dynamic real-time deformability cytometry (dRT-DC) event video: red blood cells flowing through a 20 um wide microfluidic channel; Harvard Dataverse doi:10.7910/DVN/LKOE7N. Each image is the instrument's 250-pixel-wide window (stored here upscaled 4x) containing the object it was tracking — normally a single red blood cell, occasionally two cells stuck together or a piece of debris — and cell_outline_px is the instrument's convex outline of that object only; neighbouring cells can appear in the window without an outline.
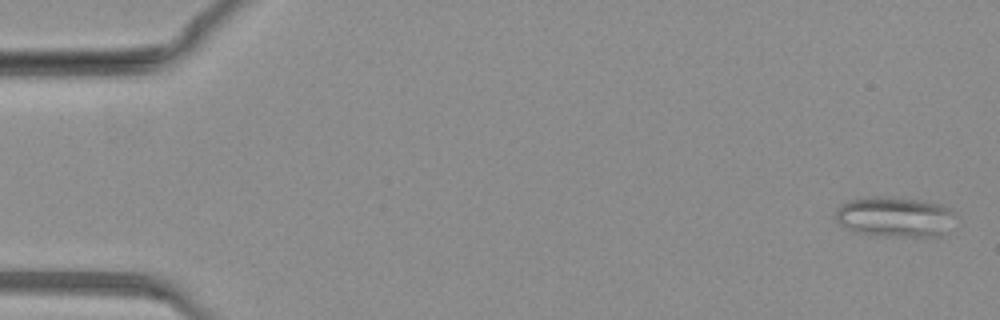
{"species": "common noctule bat (a hibernating species)", "species_latin": "Nyctalus noctula", "temperature_condition": "warm", "stored_images_in_passage": 79, "camera_frame_rate_fps": 3000, "um_per_image_px": 0.085, "animal": {"sex": "female", "body_mass_g": 19.3, "forearm_length_mm": 54.1}, "frame": {"image": 1, "passage_image": 2, "time_ms": 0.333, "image_size_px": [1000, 320], "cell_outline_px": [[956, 216], [940, 236], [888, 236], [856, 232], [840, 224], [836, 220], [836, 208], [840, 204], [852, 200], [876, 196], [880, 196], [920, 200], [940, 204], [948, 208]], "centroid_in_image_um": [76.03, 18.42], "position_along_channel_um": 9.0, "area_um2": 27.63}}
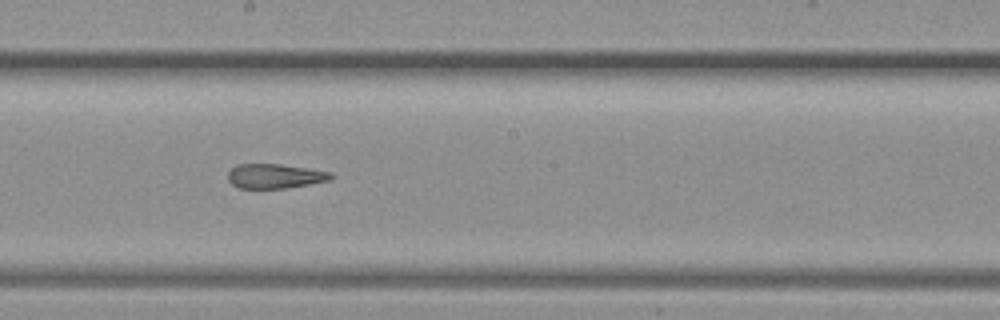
{"frame": {"image": 2, "passage_image": 44, "time_ms": 14.333, "image_size_px": [1000, 320], "cell_outline_px": [[336, 176], [328, 180], [288, 188], [240, 188], [232, 184], [228, 180], [228, 172], [236, 164], [280, 164], [308, 168], [332, 172]], "centroid_in_image_um": [23.38, 14.96], "position_along_channel_um": 224.8, "area_um2": 14.74}}
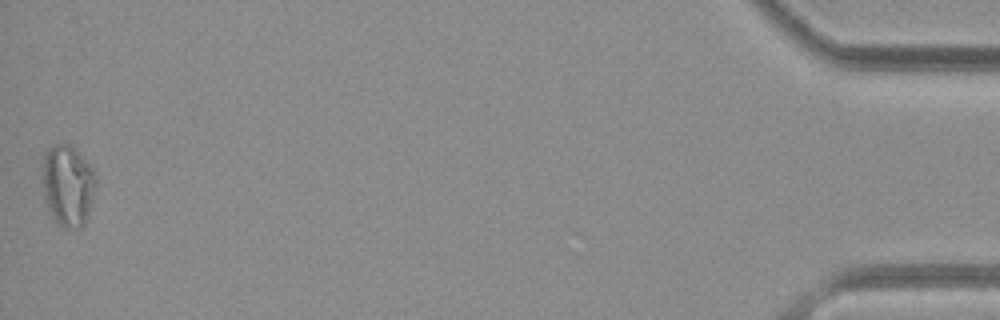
{"frame": {"image": 3, "passage_image": 79, "time_ms": 26.0, "image_size_px": [1000, 320], "cell_outline_px": [[96, 180], [84, 224], [80, 228], [64, 228], [56, 224], [44, 200], [44, 156], [48, 148], [56, 144], [68, 144], [92, 168]], "centroid_in_image_um": [5.74, 15.8], "position_along_channel_um": 429.5, "area_um2": 24.45}}